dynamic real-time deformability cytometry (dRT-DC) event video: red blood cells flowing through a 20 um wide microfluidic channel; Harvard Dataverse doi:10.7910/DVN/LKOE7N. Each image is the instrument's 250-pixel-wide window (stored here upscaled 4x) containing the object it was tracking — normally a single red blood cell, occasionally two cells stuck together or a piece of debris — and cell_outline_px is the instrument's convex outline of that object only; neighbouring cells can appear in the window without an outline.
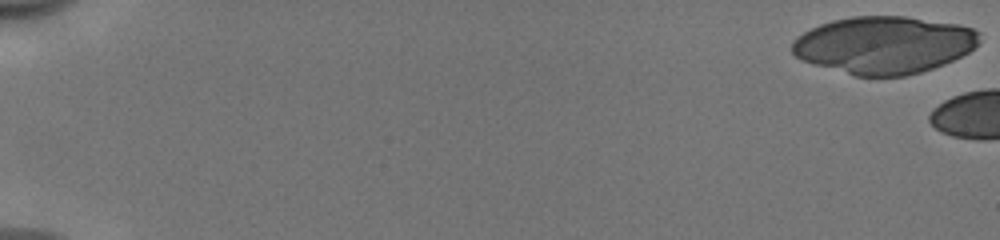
{"species": "human", "species_latin": "Homo sapiens", "temperature_condition": "cold", "stored_images_in_passage": 6, "camera_frame_rate_fps": 3000, "um_per_image_px": 0.085, "donor": {"sex": "male"}, "frame": {"image": 1, "passage_image": 1, "time_ms": 0.0, "image_size_px": [1000, 240], "cell_outline_px": [[980, 40], [968, 52], [944, 64], [920, 72], [904, 76], [856, 76], [812, 64], [800, 60], [792, 52], [792, 40], [796, 36], [820, 24], [832, 20], [852, 16], [904, 16], [956, 24], [972, 28], [980, 32]], "centroid_in_image_um": [75.1, 3.82], "position_along_channel_um": 9.9, "area_um2": 62.54}}